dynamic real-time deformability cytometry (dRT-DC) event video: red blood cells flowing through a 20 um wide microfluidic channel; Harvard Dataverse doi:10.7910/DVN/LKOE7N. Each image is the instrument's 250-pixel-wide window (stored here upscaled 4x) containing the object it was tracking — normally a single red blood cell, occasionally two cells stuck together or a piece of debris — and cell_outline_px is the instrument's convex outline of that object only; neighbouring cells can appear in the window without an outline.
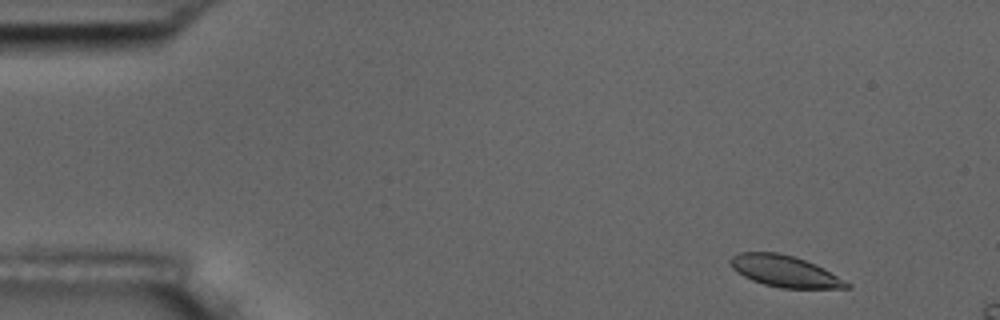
{"species": "common noctule bat (a hibernating species)", "species_latin": "Nyctalus noctula", "temperature_condition": "room temperature", "stored_images_in_passage": 13, "camera_frame_rate_fps": 3000, "um_per_image_px": 0.085, "animal": {"sex": "male", "body_mass_g": 17.5, "forearm_length_mm": 52.3}, "frame": {"image": 1, "passage_image": 3, "time_ms": 0.667, "image_size_px": [1000, 320], "cell_outline_px": [[852, 288], [780, 288], [764, 284], [752, 280], [736, 272], [732, 268], [728, 260], [732, 256], [740, 252], [780, 252], [804, 260], [824, 268], [852, 284]], "centroid_in_image_um": [66.7, 23.05], "position_along_channel_um": 18.3, "area_um2": 21.33}}